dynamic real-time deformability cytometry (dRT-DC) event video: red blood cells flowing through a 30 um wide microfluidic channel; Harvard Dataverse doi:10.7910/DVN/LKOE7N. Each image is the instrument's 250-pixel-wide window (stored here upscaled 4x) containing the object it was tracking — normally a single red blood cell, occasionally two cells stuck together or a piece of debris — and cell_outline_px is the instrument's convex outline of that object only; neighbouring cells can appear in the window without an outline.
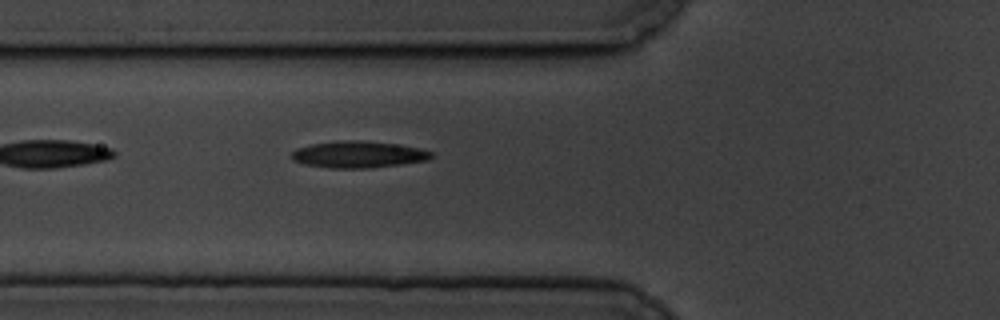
{"species": "common noctule bat (a hibernating species)", "species_latin": "Nyctalus noctula", "temperature_condition": "cold", "stored_images_in_passage": 6, "camera_frame_rate_fps": 3000, "um_per_image_px": 0.085, "animal": {"sex": "male", "body_mass_g": 19.5, "forearm_length_mm": 54.6}, "frame": {"image": 1, "passage_image": 6, "time_ms": 6.667, "image_size_px": [1000, 320], "cell_outline_px": [[436, 156], [428, 160], [400, 164], [368, 168], [328, 168], [304, 164], [292, 160], [292, 152], [296, 148], [312, 144], [344, 140], [360, 140], [392, 144], [420, 148], [432, 152]], "centroid_in_image_um": [30.46, 13.13], "position_along_channel_um": 95.3, "area_um2": 21.62}}